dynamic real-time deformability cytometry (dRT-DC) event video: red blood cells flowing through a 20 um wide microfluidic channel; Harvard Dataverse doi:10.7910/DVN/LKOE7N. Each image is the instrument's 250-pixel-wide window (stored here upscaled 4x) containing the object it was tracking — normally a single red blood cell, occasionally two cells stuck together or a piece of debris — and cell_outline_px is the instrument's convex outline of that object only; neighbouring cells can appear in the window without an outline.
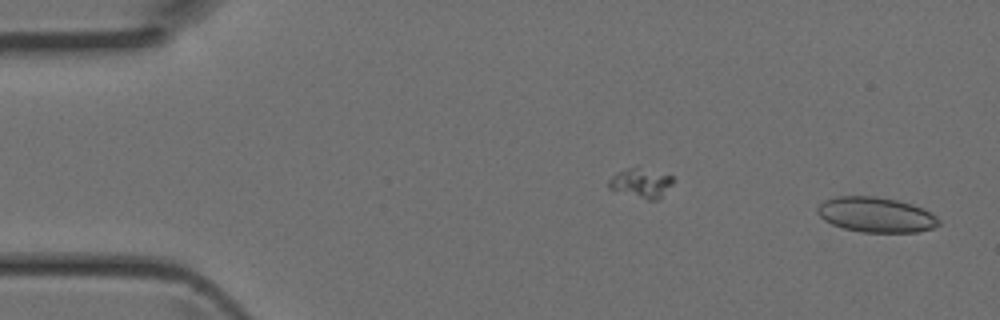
{"species": "Egyptian fruit bat (a non-hibernating species)", "species_latin": "Rousettus aegyptiacus", "temperature_condition": "room temperature", "stored_images_in_passage": 38, "camera_frame_rate_fps": 3000, "um_per_image_px": 0.085, "animal": {"sex": "female"}, "frame": {"image": 1, "passage_image": 1, "time_ms": 0.0, "image_size_px": [1000, 320], "cell_outline_px": [[940, 224], [932, 228], [916, 232], [860, 232], [844, 228], [832, 224], [824, 220], [816, 212], [816, 208], [824, 200], [836, 196], [876, 196], [896, 200], [912, 204], [936, 216], [940, 220]], "centroid_in_image_um": [74.42, 18.25], "position_along_channel_um": 10.6, "area_um2": 24.74}}
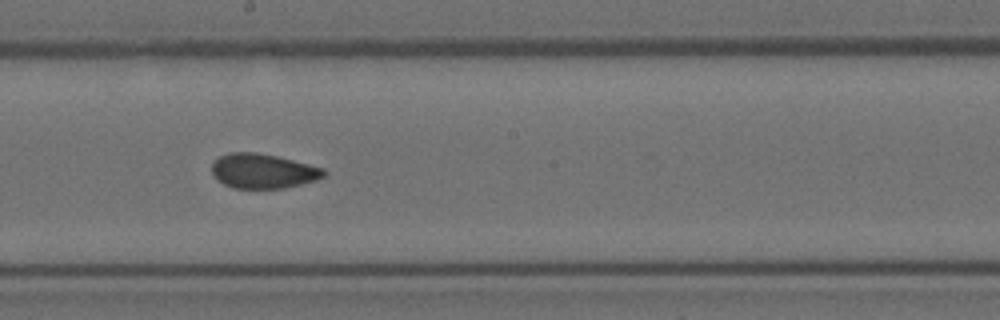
{"frame": {"image": 2, "passage_image": 23, "time_ms": 7.333, "image_size_px": [1000, 320], "cell_outline_px": [[328, 172], [324, 176], [316, 180], [284, 188], [232, 188], [216, 180], [212, 176], [212, 164], [220, 156], [228, 152], [256, 152], [276, 156], [324, 168]], "centroid_in_image_um": [22.33, 14.54], "position_along_channel_um": 225.9, "area_um2": 22.66}}
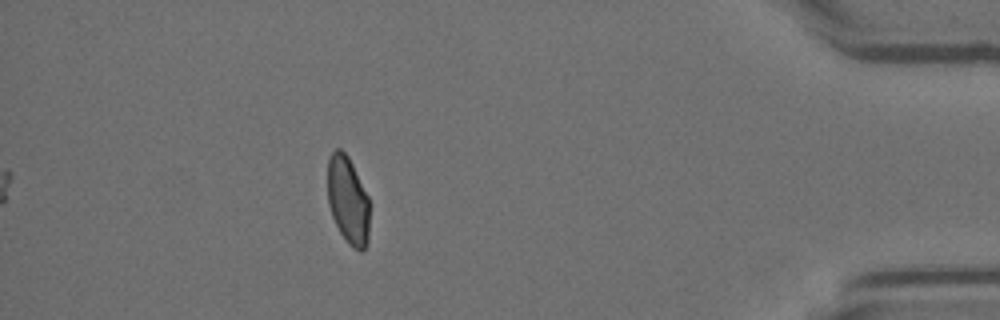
{"frame": {"image": 3, "passage_image": 38, "time_ms": 12.333, "image_size_px": [1000, 320], "cell_outline_px": [[368, 240], [364, 248], [360, 252], [352, 248], [344, 240], [332, 216], [328, 204], [328, 156], [336, 148], [340, 148], [348, 156], [368, 196]], "centroid_in_image_um": [29.56, 17.03], "position_along_channel_um": 405.6, "area_um2": 21.39}}